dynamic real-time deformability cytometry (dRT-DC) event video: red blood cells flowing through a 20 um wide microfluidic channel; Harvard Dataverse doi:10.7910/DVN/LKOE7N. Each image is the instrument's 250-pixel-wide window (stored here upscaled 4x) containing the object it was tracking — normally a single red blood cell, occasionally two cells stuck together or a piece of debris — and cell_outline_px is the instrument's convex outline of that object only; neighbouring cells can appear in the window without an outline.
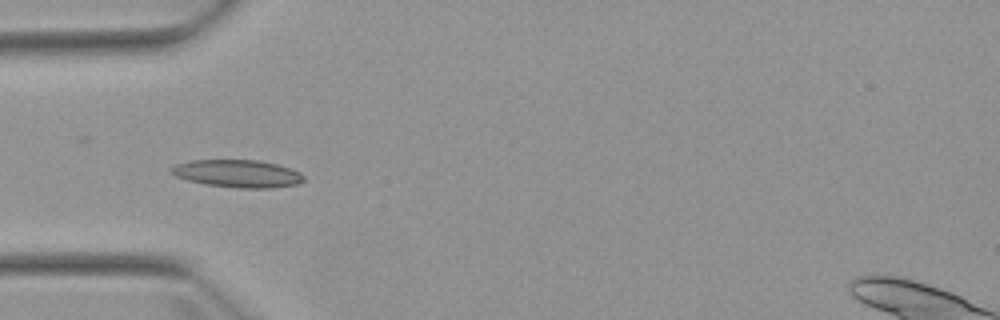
{"species": "Egyptian fruit bat (a non-hibernating species)", "species_latin": "Rousettus aegyptiacus", "temperature_condition": "warm", "stored_images_in_passage": 5, "camera_frame_rate_fps": 3000, "um_per_image_px": 0.085, "animal": {"sex": "female"}, "frame": {"image": 1, "passage_image": 2, "time_ms": 2.0, "image_size_px": [1000, 320], "cell_outline_px": [[304, 180], [296, 184], [272, 188], [236, 188], [204, 184], [188, 180], [176, 176], [168, 172], [168, 168], [176, 164], [188, 160], [256, 160], [276, 164], [300, 172], [304, 176]], "centroid_in_image_um": [20.13, 14.75], "position_along_channel_um": 64.9, "area_um2": 21.39}}
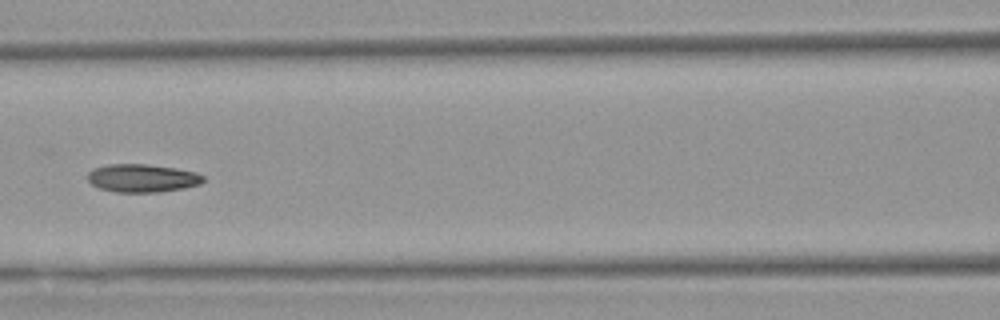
{"frame": {"image": 2, "passage_image": 4, "time_ms": 4.333, "image_size_px": [1000, 320], "cell_outline_px": [[204, 180], [200, 184], [184, 188], [160, 192], [116, 192], [100, 188], [92, 184], [88, 180], [88, 172], [96, 168], [108, 164], [144, 164], [176, 168], [196, 172], [204, 176]], "centroid_in_image_um": [12.12, 15.14], "position_along_channel_um": 154.5, "area_um2": 18.84}}
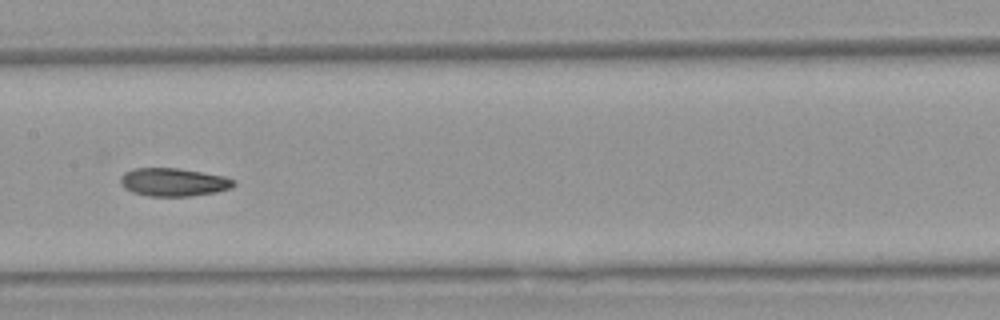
{"frame": {"image": 3, "passage_image": 5, "time_ms": 5.333, "image_size_px": [1000, 320], "cell_outline_px": [[236, 184], [232, 188], [216, 192], [188, 196], [148, 196], [132, 192], [124, 188], [120, 184], [120, 176], [124, 172], [132, 168], [176, 168], [224, 176], [236, 180]], "centroid_in_image_um": [14.73, 15.48], "position_along_channel_um": 192.7, "area_um2": 18.67}}